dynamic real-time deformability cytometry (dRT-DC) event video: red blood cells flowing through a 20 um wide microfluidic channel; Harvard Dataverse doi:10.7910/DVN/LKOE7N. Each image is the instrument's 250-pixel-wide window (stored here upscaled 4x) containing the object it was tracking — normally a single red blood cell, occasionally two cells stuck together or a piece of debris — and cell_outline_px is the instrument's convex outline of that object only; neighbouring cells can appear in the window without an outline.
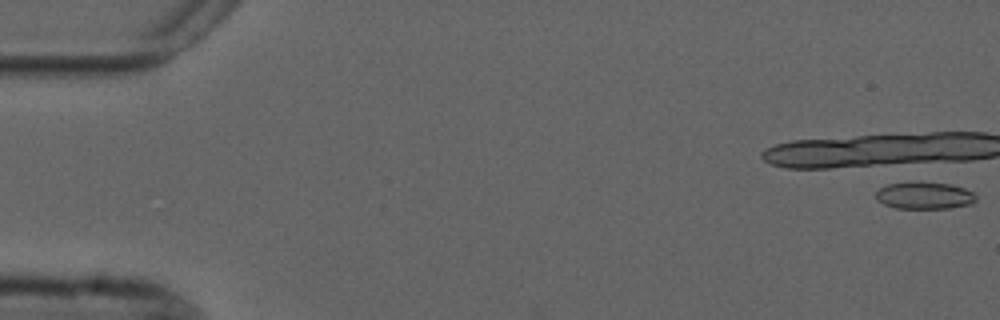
{"species": "common noctule bat (a hibernating species)", "species_latin": "Nyctalus noctula", "temperature_condition": "cold", "stored_images_in_passage": 10, "camera_frame_rate_fps": 3000, "um_per_image_px": 0.085, "animal": {"sex": "male", "forearm_length_mm": 52.5}, "frame": {"image": 1, "passage_image": 1, "time_ms": 0.0, "image_size_px": [1000, 320], "cell_outline_px": [[976, 200], [972, 204], [948, 208], [896, 208], [884, 204], [876, 200], [876, 192], [880, 188], [888, 184], [952, 184], [964, 188], [972, 192], [976, 196]], "centroid_in_image_um": [78.6, 16.66], "position_along_channel_um": 6.4, "area_um2": 15.2}}
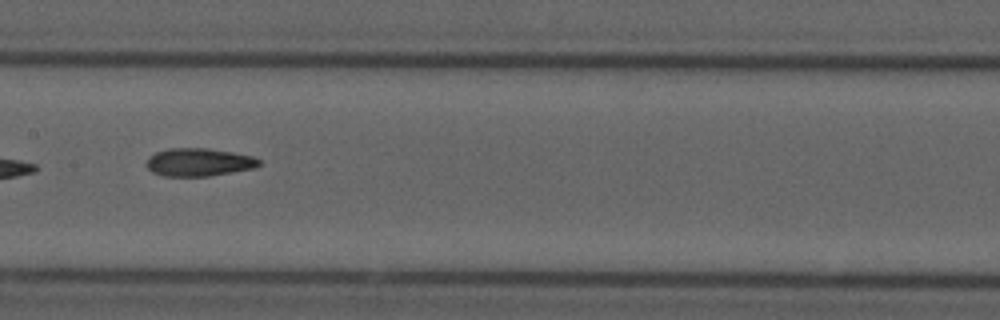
{"frame": {"image": 2, "passage_image": 8, "time_ms": 9.333, "image_size_px": [1000, 320], "cell_outline_px": [[260, 164], [256, 168], [208, 176], [164, 176], [152, 172], [148, 168], [148, 156], [156, 152], [168, 148], [208, 148], [232, 152], [252, 156], [260, 160]], "centroid_in_image_um": [16.91, 13.78], "position_along_channel_um": 190.5, "area_um2": 18.32}}
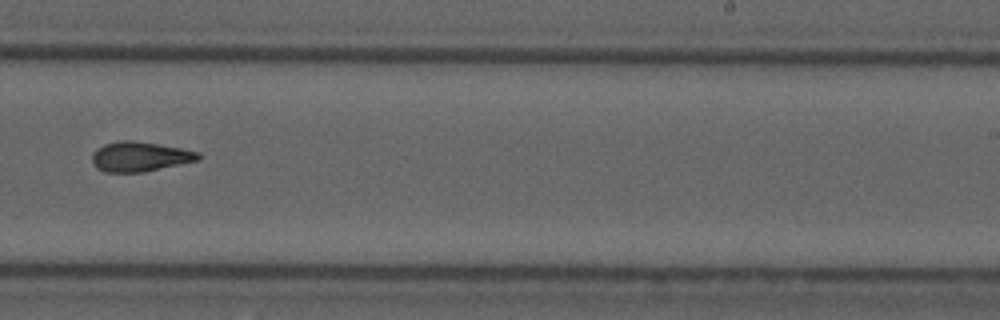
{"frame": {"image": 3, "passage_image": 10, "time_ms": 11.667, "image_size_px": [1000, 320], "cell_outline_px": [[200, 160], [144, 172], [104, 172], [96, 168], [92, 160], [92, 152], [104, 144], [120, 140], [132, 140], [180, 148], [200, 152]], "centroid_in_image_um": [11.88, 13.32], "position_along_channel_um": 277.1, "area_um2": 18.44}}